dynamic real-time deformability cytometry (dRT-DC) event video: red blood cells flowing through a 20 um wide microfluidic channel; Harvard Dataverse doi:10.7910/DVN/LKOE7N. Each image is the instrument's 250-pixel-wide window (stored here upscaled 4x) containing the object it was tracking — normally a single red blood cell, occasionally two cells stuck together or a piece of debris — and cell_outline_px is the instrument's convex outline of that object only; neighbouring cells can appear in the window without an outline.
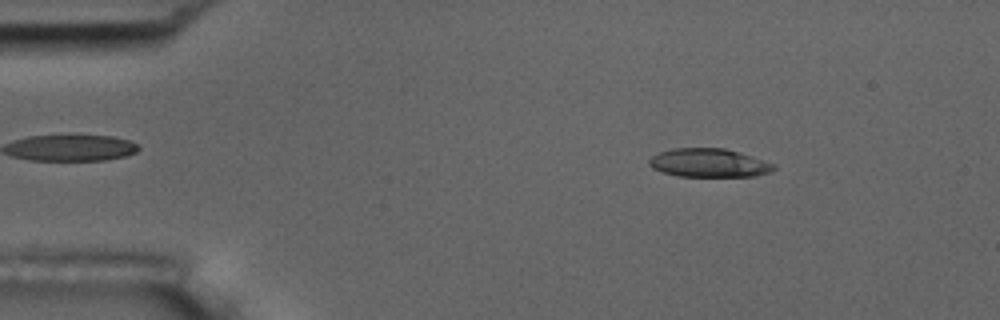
{"species": "common noctule bat (a hibernating species)", "species_latin": "Nyctalus noctula", "temperature_condition": "room temperature", "stored_images_in_passage": 55, "camera_frame_rate_fps": 3000, "um_per_image_px": 0.085, "animal": {"sex": "male", "body_mass_g": 17.5, "forearm_length_mm": 52.3}, "frame": {"image": 1, "passage_image": 8, "time_ms": 2.333, "image_size_px": [1000, 320], "cell_outline_px": [[776, 168], [768, 172], [756, 176], [680, 176], [664, 172], [652, 168], [648, 164], [648, 160], [652, 156], [660, 152], [672, 148], [724, 148], [752, 156], [772, 164]], "centroid_in_image_um": [60.21, 13.84], "position_along_channel_um": 24.8, "area_um2": 20.46}}
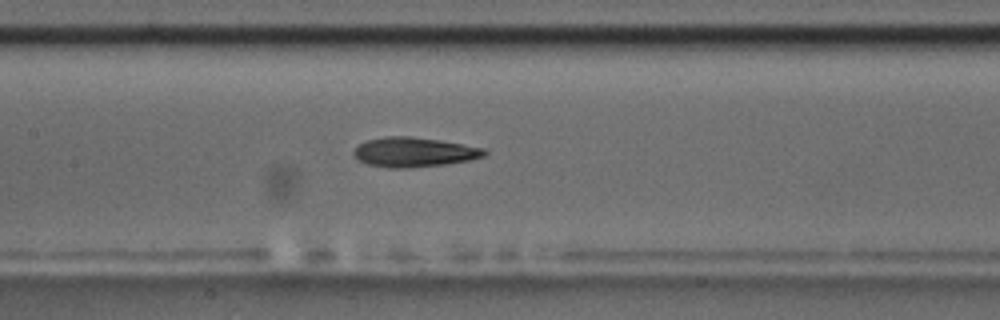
{"frame": {"image": 2, "passage_image": 26, "time_ms": 8.333, "image_size_px": [1000, 320], "cell_outline_px": [[488, 152], [484, 156], [468, 160], [444, 164], [408, 168], [388, 168], [368, 164], [360, 160], [352, 152], [360, 144], [368, 140], [384, 136], [412, 136], [440, 140], [484, 148]], "centroid_in_image_um": [35.2, 12.92], "position_along_channel_um": 172.2, "area_um2": 22.37}}
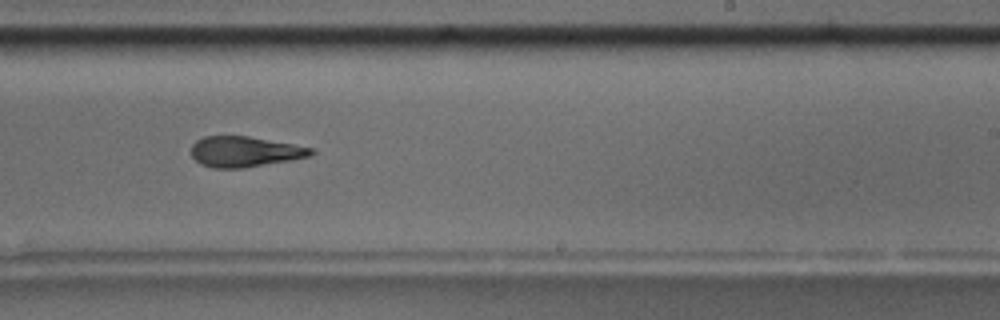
{"frame": {"image": 3, "passage_image": 34, "time_ms": 11.0, "image_size_px": [1000, 320], "cell_outline_px": [[316, 152], [312, 156], [292, 160], [244, 168], [212, 168], [200, 164], [192, 156], [192, 144], [196, 140], [204, 136], [248, 136], [292, 144], [312, 148]], "centroid_in_image_um": [20.81, 12.9], "position_along_channel_um": 268.2, "area_um2": 21.39}, "authors_computed_cell_mechanics": {"area_um2": 21.7328, "velocity_mm_per_s": 3.6151, "shape_relaxation_time_tau1_ms": 5.3337, "shape_relaxation_time_tau2_ms": 3.2024, "deformation_change_tau1": 0.197, "deformation_change_tau2": 0.1365}}